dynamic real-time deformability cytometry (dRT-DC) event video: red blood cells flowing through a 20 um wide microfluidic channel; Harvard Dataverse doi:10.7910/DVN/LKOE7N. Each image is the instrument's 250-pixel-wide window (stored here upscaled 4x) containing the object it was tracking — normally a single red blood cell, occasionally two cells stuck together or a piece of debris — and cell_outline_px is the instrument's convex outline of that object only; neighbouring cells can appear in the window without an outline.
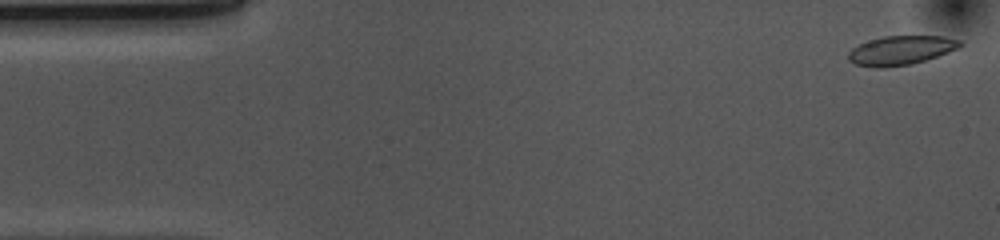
{"species": "common noctule bat (a hibernating species)", "species_latin": "Nyctalus noctula", "temperature_condition": "cold", "stored_images_in_passage": 52, "camera_frame_rate_fps": 3000, "um_per_image_px": 0.085, "animal": {"sex": "female", "body_mass_g": 10.0, "forearm_length_mm": 53.1}, "frame": {"image": 1, "passage_image": 1, "time_ms": 0.0, "image_size_px": [1000, 240], "cell_outline_px": [[964, 44], [956, 48], [936, 56], [912, 64], [884, 68], [880, 68], [856, 64], [848, 60], [848, 52], [852, 48], [860, 44], [884, 36], [944, 36], [960, 40]], "centroid_in_image_um": [76.56, 4.28], "position_along_channel_um": 8.4, "area_um2": 18.67}}
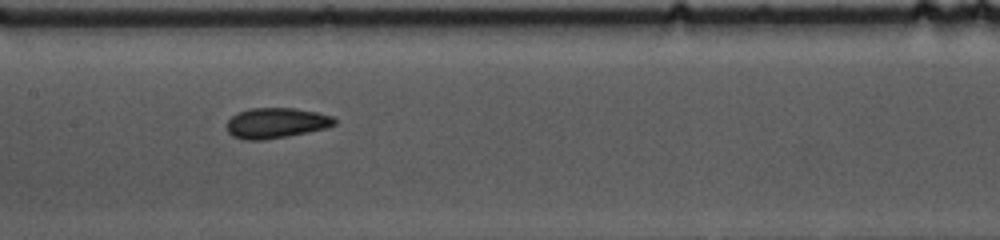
{"frame": {"image": 2, "passage_image": 24, "time_ms": 7.667, "image_size_px": [1000, 240], "cell_outline_px": [[336, 124], [328, 128], [288, 136], [264, 140], [244, 140], [232, 136], [228, 132], [228, 120], [236, 112], [248, 108], [292, 108], [316, 112], [332, 116], [336, 120]], "centroid_in_image_um": [23.47, 10.46], "position_along_channel_um": 183.9, "area_um2": 19.19}}
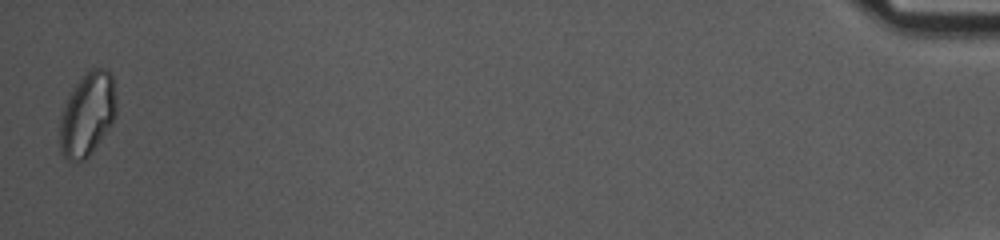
{"frame": {"image": 3, "passage_image": 52, "time_ms": 17.0, "image_size_px": [1000, 240], "cell_outline_px": [[116, 116], [112, 124], [92, 152], [84, 160], [76, 164], [68, 160], [60, 152], [60, 116], [68, 96], [72, 88], [92, 68], [104, 68], [112, 76], [116, 100]], "centroid_in_image_um": [7.42, 9.76], "position_along_channel_um": 427.8, "area_um2": 27.51}, "authors_computed_cell_mechanics": {"area_um2": 19.1896, "velocity_mm_per_s": 3.6796, "shape_relaxation_time_tau1_ms": 8.6179, "shape_relaxation_time_tau2_ms": 2.183, "deformation_change_tau1": 0.1449, "deformation_change_tau2": 0.0636}}